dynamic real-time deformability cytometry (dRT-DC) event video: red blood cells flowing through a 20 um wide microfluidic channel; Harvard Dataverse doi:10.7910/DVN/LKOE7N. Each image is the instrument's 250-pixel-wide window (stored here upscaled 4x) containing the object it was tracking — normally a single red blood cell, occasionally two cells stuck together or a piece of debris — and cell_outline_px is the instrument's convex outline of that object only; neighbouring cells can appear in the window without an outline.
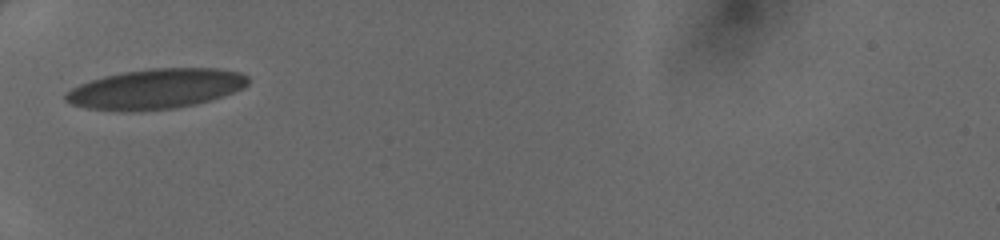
{"species": "human", "species_latin": "Homo sapiens", "temperature_condition": "cold", "stored_images_in_passage": 30, "camera_frame_rate_fps": 3000, "um_per_image_px": 0.085, "donor": {"sex": "female"}, "frame": {"image": 1, "passage_image": 1, "time_ms": 0.0, "image_size_px": [1000, 240], "cell_outline_px": [[248, 84], [244, 88], [196, 104], [176, 108], [140, 112], [120, 112], [84, 108], [72, 104], [64, 100], [64, 92], [80, 84], [104, 76], [124, 72], [148, 68], [216, 68], [240, 72], [248, 76]], "centroid_in_image_um": [13.19, 7.57], "position_along_channel_um": 71.8, "area_um2": 42.89}}
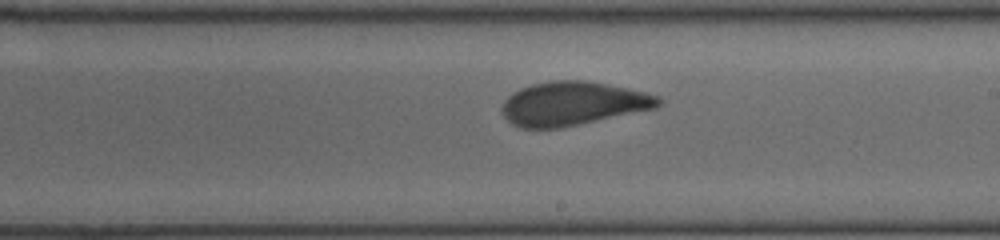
{"frame": {"image": 2, "passage_image": 13, "time_ms": 4.0, "image_size_px": [1000, 240], "cell_outline_px": [[664, 100], [656, 108], [560, 128], [520, 128], [512, 124], [500, 112], [500, 108], [504, 100], [512, 92], [520, 88], [532, 84], [552, 80], [584, 80], [608, 84], [628, 88], [660, 96]], "centroid_in_image_um": [48.67, 8.8], "position_along_channel_um": 240.3, "area_um2": 40.06}}
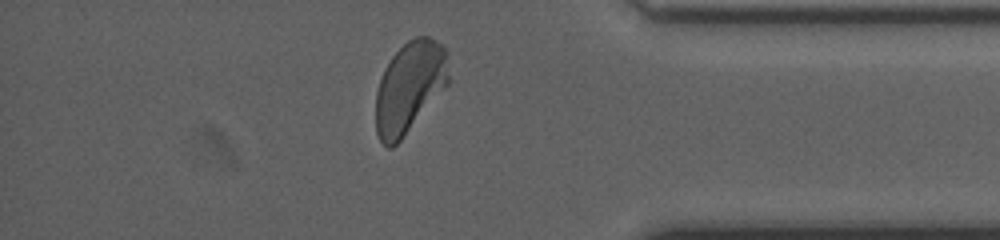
{"frame": {"image": 3, "passage_image": 25, "time_ms": 8.0, "image_size_px": [1000, 240], "cell_outline_px": [[448, 84], [400, 140], [392, 148], [388, 148], [380, 140], [376, 132], [376, 92], [384, 68], [392, 56], [408, 40], [416, 36], [428, 36], [440, 44], [448, 52]], "centroid_in_image_um": [34.8, 7.39], "position_along_channel_um": 400.4, "area_um2": 38.38}}